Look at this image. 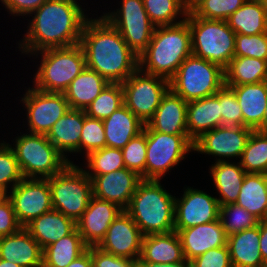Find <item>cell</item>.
I'll return each mask as SVG.
<instances>
[{
    "label": "cell",
    "mask_w": 267,
    "mask_h": 267,
    "mask_svg": "<svg viewBox=\"0 0 267 267\" xmlns=\"http://www.w3.org/2000/svg\"><path fill=\"white\" fill-rule=\"evenodd\" d=\"M78 0H47L29 15L27 32L18 43L22 54L80 43L88 14ZM34 15V16H33Z\"/></svg>",
    "instance_id": "cell-1"
},
{
    "label": "cell",
    "mask_w": 267,
    "mask_h": 267,
    "mask_svg": "<svg viewBox=\"0 0 267 267\" xmlns=\"http://www.w3.org/2000/svg\"><path fill=\"white\" fill-rule=\"evenodd\" d=\"M86 67L109 83H123L139 68V58L119 31L102 15L88 18L80 38Z\"/></svg>",
    "instance_id": "cell-2"
},
{
    "label": "cell",
    "mask_w": 267,
    "mask_h": 267,
    "mask_svg": "<svg viewBox=\"0 0 267 267\" xmlns=\"http://www.w3.org/2000/svg\"><path fill=\"white\" fill-rule=\"evenodd\" d=\"M190 55L192 43L187 19L174 25L158 26L150 43L138 56L139 69L170 80Z\"/></svg>",
    "instance_id": "cell-3"
},
{
    "label": "cell",
    "mask_w": 267,
    "mask_h": 267,
    "mask_svg": "<svg viewBox=\"0 0 267 267\" xmlns=\"http://www.w3.org/2000/svg\"><path fill=\"white\" fill-rule=\"evenodd\" d=\"M175 197L161 184V180L143 179L125 211L138 225L142 234L174 231Z\"/></svg>",
    "instance_id": "cell-4"
},
{
    "label": "cell",
    "mask_w": 267,
    "mask_h": 267,
    "mask_svg": "<svg viewBox=\"0 0 267 267\" xmlns=\"http://www.w3.org/2000/svg\"><path fill=\"white\" fill-rule=\"evenodd\" d=\"M32 55L42 58L32 81L33 87L45 92L63 93L86 67L80 44L49 48Z\"/></svg>",
    "instance_id": "cell-5"
},
{
    "label": "cell",
    "mask_w": 267,
    "mask_h": 267,
    "mask_svg": "<svg viewBox=\"0 0 267 267\" xmlns=\"http://www.w3.org/2000/svg\"><path fill=\"white\" fill-rule=\"evenodd\" d=\"M192 54L225 69L234 57L236 33L223 20H210L187 14Z\"/></svg>",
    "instance_id": "cell-6"
},
{
    "label": "cell",
    "mask_w": 267,
    "mask_h": 267,
    "mask_svg": "<svg viewBox=\"0 0 267 267\" xmlns=\"http://www.w3.org/2000/svg\"><path fill=\"white\" fill-rule=\"evenodd\" d=\"M224 85V69L193 54L180 64L169 80V89L187 103L214 95Z\"/></svg>",
    "instance_id": "cell-7"
},
{
    "label": "cell",
    "mask_w": 267,
    "mask_h": 267,
    "mask_svg": "<svg viewBox=\"0 0 267 267\" xmlns=\"http://www.w3.org/2000/svg\"><path fill=\"white\" fill-rule=\"evenodd\" d=\"M13 140L14 150L23 178L48 179L69 162L44 134L22 133Z\"/></svg>",
    "instance_id": "cell-8"
},
{
    "label": "cell",
    "mask_w": 267,
    "mask_h": 267,
    "mask_svg": "<svg viewBox=\"0 0 267 267\" xmlns=\"http://www.w3.org/2000/svg\"><path fill=\"white\" fill-rule=\"evenodd\" d=\"M48 181L52 208L76 222L93 197L92 182L85 169L68 163Z\"/></svg>",
    "instance_id": "cell-9"
},
{
    "label": "cell",
    "mask_w": 267,
    "mask_h": 267,
    "mask_svg": "<svg viewBox=\"0 0 267 267\" xmlns=\"http://www.w3.org/2000/svg\"><path fill=\"white\" fill-rule=\"evenodd\" d=\"M144 130L147 141L145 179L162 180L171 172L169 170L193 152L194 142L189 135L164 134L153 131L147 124Z\"/></svg>",
    "instance_id": "cell-10"
},
{
    "label": "cell",
    "mask_w": 267,
    "mask_h": 267,
    "mask_svg": "<svg viewBox=\"0 0 267 267\" xmlns=\"http://www.w3.org/2000/svg\"><path fill=\"white\" fill-rule=\"evenodd\" d=\"M121 85L124 105L144 124L154 116L162 97L169 90V80L139 68Z\"/></svg>",
    "instance_id": "cell-11"
},
{
    "label": "cell",
    "mask_w": 267,
    "mask_h": 267,
    "mask_svg": "<svg viewBox=\"0 0 267 267\" xmlns=\"http://www.w3.org/2000/svg\"><path fill=\"white\" fill-rule=\"evenodd\" d=\"M116 11L103 12L106 18L121 34L129 48L140 55L153 36L155 25L145 11L143 0H122Z\"/></svg>",
    "instance_id": "cell-12"
},
{
    "label": "cell",
    "mask_w": 267,
    "mask_h": 267,
    "mask_svg": "<svg viewBox=\"0 0 267 267\" xmlns=\"http://www.w3.org/2000/svg\"><path fill=\"white\" fill-rule=\"evenodd\" d=\"M21 98L26 109L28 131L47 135L54 123L70 109L63 93L45 92L35 87L26 89Z\"/></svg>",
    "instance_id": "cell-13"
},
{
    "label": "cell",
    "mask_w": 267,
    "mask_h": 267,
    "mask_svg": "<svg viewBox=\"0 0 267 267\" xmlns=\"http://www.w3.org/2000/svg\"><path fill=\"white\" fill-rule=\"evenodd\" d=\"M7 197L22 227L53 209L48 179L23 178L8 192Z\"/></svg>",
    "instance_id": "cell-14"
},
{
    "label": "cell",
    "mask_w": 267,
    "mask_h": 267,
    "mask_svg": "<svg viewBox=\"0 0 267 267\" xmlns=\"http://www.w3.org/2000/svg\"><path fill=\"white\" fill-rule=\"evenodd\" d=\"M253 129L222 125L203 133L193 143V151L215 156V162L241 158ZM220 157V158H219ZM226 159V160H225Z\"/></svg>",
    "instance_id": "cell-15"
},
{
    "label": "cell",
    "mask_w": 267,
    "mask_h": 267,
    "mask_svg": "<svg viewBox=\"0 0 267 267\" xmlns=\"http://www.w3.org/2000/svg\"><path fill=\"white\" fill-rule=\"evenodd\" d=\"M184 190L181 198L175 197L174 229H186L219 219L217 196L189 186Z\"/></svg>",
    "instance_id": "cell-16"
},
{
    "label": "cell",
    "mask_w": 267,
    "mask_h": 267,
    "mask_svg": "<svg viewBox=\"0 0 267 267\" xmlns=\"http://www.w3.org/2000/svg\"><path fill=\"white\" fill-rule=\"evenodd\" d=\"M143 237L138 225L123 210L110 224L97 247L118 257L139 260Z\"/></svg>",
    "instance_id": "cell-17"
},
{
    "label": "cell",
    "mask_w": 267,
    "mask_h": 267,
    "mask_svg": "<svg viewBox=\"0 0 267 267\" xmlns=\"http://www.w3.org/2000/svg\"><path fill=\"white\" fill-rule=\"evenodd\" d=\"M92 182L93 196L112 202L125 210L137 190L142 177L127 168L103 175H88Z\"/></svg>",
    "instance_id": "cell-18"
},
{
    "label": "cell",
    "mask_w": 267,
    "mask_h": 267,
    "mask_svg": "<svg viewBox=\"0 0 267 267\" xmlns=\"http://www.w3.org/2000/svg\"><path fill=\"white\" fill-rule=\"evenodd\" d=\"M123 211L118 205L92 197L87 209L76 221V229L84 243L97 246L104 238L110 224Z\"/></svg>",
    "instance_id": "cell-19"
},
{
    "label": "cell",
    "mask_w": 267,
    "mask_h": 267,
    "mask_svg": "<svg viewBox=\"0 0 267 267\" xmlns=\"http://www.w3.org/2000/svg\"><path fill=\"white\" fill-rule=\"evenodd\" d=\"M181 241L186 260L191 261L210 249L227 245L220 219L186 229H174Z\"/></svg>",
    "instance_id": "cell-20"
},
{
    "label": "cell",
    "mask_w": 267,
    "mask_h": 267,
    "mask_svg": "<svg viewBox=\"0 0 267 267\" xmlns=\"http://www.w3.org/2000/svg\"><path fill=\"white\" fill-rule=\"evenodd\" d=\"M153 131L170 135H188L187 102L170 89L162 97L154 116L146 123Z\"/></svg>",
    "instance_id": "cell-21"
},
{
    "label": "cell",
    "mask_w": 267,
    "mask_h": 267,
    "mask_svg": "<svg viewBox=\"0 0 267 267\" xmlns=\"http://www.w3.org/2000/svg\"><path fill=\"white\" fill-rule=\"evenodd\" d=\"M43 250L22 227L18 232L0 238V259L22 267H42Z\"/></svg>",
    "instance_id": "cell-22"
},
{
    "label": "cell",
    "mask_w": 267,
    "mask_h": 267,
    "mask_svg": "<svg viewBox=\"0 0 267 267\" xmlns=\"http://www.w3.org/2000/svg\"><path fill=\"white\" fill-rule=\"evenodd\" d=\"M83 125L84 110L70 108L54 123L51 130L46 135L47 139L69 163H73V161L68 158L69 153H80V138ZM65 154H68V156Z\"/></svg>",
    "instance_id": "cell-23"
},
{
    "label": "cell",
    "mask_w": 267,
    "mask_h": 267,
    "mask_svg": "<svg viewBox=\"0 0 267 267\" xmlns=\"http://www.w3.org/2000/svg\"><path fill=\"white\" fill-rule=\"evenodd\" d=\"M222 126L219 91L187 103V132L194 142L203 133Z\"/></svg>",
    "instance_id": "cell-24"
},
{
    "label": "cell",
    "mask_w": 267,
    "mask_h": 267,
    "mask_svg": "<svg viewBox=\"0 0 267 267\" xmlns=\"http://www.w3.org/2000/svg\"><path fill=\"white\" fill-rule=\"evenodd\" d=\"M24 228L43 250L52 243L71 234L76 229V222L61 212L52 209L33 219Z\"/></svg>",
    "instance_id": "cell-25"
},
{
    "label": "cell",
    "mask_w": 267,
    "mask_h": 267,
    "mask_svg": "<svg viewBox=\"0 0 267 267\" xmlns=\"http://www.w3.org/2000/svg\"><path fill=\"white\" fill-rule=\"evenodd\" d=\"M183 248L177 232L149 234L143 237L138 262L177 263L184 261Z\"/></svg>",
    "instance_id": "cell-26"
},
{
    "label": "cell",
    "mask_w": 267,
    "mask_h": 267,
    "mask_svg": "<svg viewBox=\"0 0 267 267\" xmlns=\"http://www.w3.org/2000/svg\"><path fill=\"white\" fill-rule=\"evenodd\" d=\"M239 102L244 127L257 130L264 119L267 101V81L243 85H228Z\"/></svg>",
    "instance_id": "cell-27"
},
{
    "label": "cell",
    "mask_w": 267,
    "mask_h": 267,
    "mask_svg": "<svg viewBox=\"0 0 267 267\" xmlns=\"http://www.w3.org/2000/svg\"><path fill=\"white\" fill-rule=\"evenodd\" d=\"M260 223L227 237L232 267H258L264 265L260 252Z\"/></svg>",
    "instance_id": "cell-28"
},
{
    "label": "cell",
    "mask_w": 267,
    "mask_h": 267,
    "mask_svg": "<svg viewBox=\"0 0 267 267\" xmlns=\"http://www.w3.org/2000/svg\"><path fill=\"white\" fill-rule=\"evenodd\" d=\"M106 146L122 149L144 130L145 124L124 104L103 120Z\"/></svg>",
    "instance_id": "cell-29"
},
{
    "label": "cell",
    "mask_w": 267,
    "mask_h": 267,
    "mask_svg": "<svg viewBox=\"0 0 267 267\" xmlns=\"http://www.w3.org/2000/svg\"><path fill=\"white\" fill-rule=\"evenodd\" d=\"M210 177L217 193L220 206L236 203L242 182L246 175L239 162L218 161L209 167Z\"/></svg>",
    "instance_id": "cell-30"
},
{
    "label": "cell",
    "mask_w": 267,
    "mask_h": 267,
    "mask_svg": "<svg viewBox=\"0 0 267 267\" xmlns=\"http://www.w3.org/2000/svg\"><path fill=\"white\" fill-rule=\"evenodd\" d=\"M108 84L96 71L85 67L63 94L71 109L85 110Z\"/></svg>",
    "instance_id": "cell-31"
},
{
    "label": "cell",
    "mask_w": 267,
    "mask_h": 267,
    "mask_svg": "<svg viewBox=\"0 0 267 267\" xmlns=\"http://www.w3.org/2000/svg\"><path fill=\"white\" fill-rule=\"evenodd\" d=\"M236 203L263 221L267 208V174L246 173Z\"/></svg>",
    "instance_id": "cell-32"
},
{
    "label": "cell",
    "mask_w": 267,
    "mask_h": 267,
    "mask_svg": "<svg viewBox=\"0 0 267 267\" xmlns=\"http://www.w3.org/2000/svg\"><path fill=\"white\" fill-rule=\"evenodd\" d=\"M226 22L236 34L250 36L267 32V16L260 0H247Z\"/></svg>",
    "instance_id": "cell-33"
},
{
    "label": "cell",
    "mask_w": 267,
    "mask_h": 267,
    "mask_svg": "<svg viewBox=\"0 0 267 267\" xmlns=\"http://www.w3.org/2000/svg\"><path fill=\"white\" fill-rule=\"evenodd\" d=\"M88 246L84 243L79 231L59 239L43 249L42 267H67L82 255Z\"/></svg>",
    "instance_id": "cell-34"
},
{
    "label": "cell",
    "mask_w": 267,
    "mask_h": 267,
    "mask_svg": "<svg viewBox=\"0 0 267 267\" xmlns=\"http://www.w3.org/2000/svg\"><path fill=\"white\" fill-rule=\"evenodd\" d=\"M225 86L267 81V60L233 57L224 69Z\"/></svg>",
    "instance_id": "cell-35"
},
{
    "label": "cell",
    "mask_w": 267,
    "mask_h": 267,
    "mask_svg": "<svg viewBox=\"0 0 267 267\" xmlns=\"http://www.w3.org/2000/svg\"><path fill=\"white\" fill-rule=\"evenodd\" d=\"M239 163L246 173L267 174V133L252 131Z\"/></svg>",
    "instance_id": "cell-36"
},
{
    "label": "cell",
    "mask_w": 267,
    "mask_h": 267,
    "mask_svg": "<svg viewBox=\"0 0 267 267\" xmlns=\"http://www.w3.org/2000/svg\"><path fill=\"white\" fill-rule=\"evenodd\" d=\"M143 3L149 19L156 27L174 25L186 19L182 0H143Z\"/></svg>",
    "instance_id": "cell-37"
},
{
    "label": "cell",
    "mask_w": 267,
    "mask_h": 267,
    "mask_svg": "<svg viewBox=\"0 0 267 267\" xmlns=\"http://www.w3.org/2000/svg\"><path fill=\"white\" fill-rule=\"evenodd\" d=\"M85 160L87 175H103L125 168L122 150L119 148L104 147L90 152ZM87 164V165H86ZM88 169V170H87Z\"/></svg>",
    "instance_id": "cell-38"
},
{
    "label": "cell",
    "mask_w": 267,
    "mask_h": 267,
    "mask_svg": "<svg viewBox=\"0 0 267 267\" xmlns=\"http://www.w3.org/2000/svg\"><path fill=\"white\" fill-rule=\"evenodd\" d=\"M123 104L121 83H109L84 111L89 117L104 120Z\"/></svg>",
    "instance_id": "cell-39"
},
{
    "label": "cell",
    "mask_w": 267,
    "mask_h": 267,
    "mask_svg": "<svg viewBox=\"0 0 267 267\" xmlns=\"http://www.w3.org/2000/svg\"><path fill=\"white\" fill-rule=\"evenodd\" d=\"M219 219L227 236L254 228L260 223L257 217L237 203L220 206Z\"/></svg>",
    "instance_id": "cell-40"
},
{
    "label": "cell",
    "mask_w": 267,
    "mask_h": 267,
    "mask_svg": "<svg viewBox=\"0 0 267 267\" xmlns=\"http://www.w3.org/2000/svg\"><path fill=\"white\" fill-rule=\"evenodd\" d=\"M2 141L0 143V192L7 195L8 191L23 179V176L12 146Z\"/></svg>",
    "instance_id": "cell-41"
},
{
    "label": "cell",
    "mask_w": 267,
    "mask_h": 267,
    "mask_svg": "<svg viewBox=\"0 0 267 267\" xmlns=\"http://www.w3.org/2000/svg\"><path fill=\"white\" fill-rule=\"evenodd\" d=\"M125 168L138 173L142 179H145V162H146V132L133 137L122 149Z\"/></svg>",
    "instance_id": "cell-42"
},
{
    "label": "cell",
    "mask_w": 267,
    "mask_h": 267,
    "mask_svg": "<svg viewBox=\"0 0 267 267\" xmlns=\"http://www.w3.org/2000/svg\"><path fill=\"white\" fill-rule=\"evenodd\" d=\"M106 147L103 120L89 117L84 111V125L80 138V155L87 156L90 152ZM85 151V152H84Z\"/></svg>",
    "instance_id": "cell-43"
},
{
    "label": "cell",
    "mask_w": 267,
    "mask_h": 267,
    "mask_svg": "<svg viewBox=\"0 0 267 267\" xmlns=\"http://www.w3.org/2000/svg\"><path fill=\"white\" fill-rule=\"evenodd\" d=\"M247 0H204L192 13L199 18L223 20L232 15Z\"/></svg>",
    "instance_id": "cell-44"
},
{
    "label": "cell",
    "mask_w": 267,
    "mask_h": 267,
    "mask_svg": "<svg viewBox=\"0 0 267 267\" xmlns=\"http://www.w3.org/2000/svg\"><path fill=\"white\" fill-rule=\"evenodd\" d=\"M234 57L267 60V32L250 36L236 34Z\"/></svg>",
    "instance_id": "cell-45"
},
{
    "label": "cell",
    "mask_w": 267,
    "mask_h": 267,
    "mask_svg": "<svg viewBox=\"0 0 267 267\" xmlns=\"http://www.w3.org/2000/svg\"><path fill=\"white\" fill-rule=\"evenodd\" d=\"M222 125L244 126L243 115L234 91L223 86L219 90Z\"/></svg>",
    "instance_id": "cell-46"
},
{
    "label": "cell",
    "mask_w": 267,
    "mask_h": 267,
    "mask_svg": "<svg viewBox=\"0 0 267 267\" xmlns=\"http://www.w3.org/2000/svg\"><path fill=\"white\" fill-rule=\"evenodd\" d=\"M192 267H232L228 246L213 248L191 260Z\"/></svg>",
    "instance_id": "cell-47"
},
{
    "label": "cell",
    "mask_w": 267,
    "mask_h": 267,
    "mask_svg": "<svg viewBox=\"0 0 267 267\" xmlns=\"http://www.w3.org/2000/svg\"><path fill=\"white\" fill-rule=\"evenodd\" d=\"M92 267H138V260L118 257L91 246Z\"/></svg>",
    "instance_id": "cell-48"
},
{
    "label": "cell",
    "mask_w": 267,
    "mask_h": 267,
    "mask_svg": "<svg viewBox=\"0 0 267 267\" xmlns=\"http://www.w3.org/2000/svg\"><path fill=\"white\" fill-rule=\"evenodd\" d=\"M19 224L11 200L4 195L0 198V238L18 232Z\"/></svg>",
    "instance_id": "cell-49"
},
{
    "label": "cell",
    "mask_w": 267,
    "mask_h": 267,
    "mask_svg": "<svg viewBox=\"0 0 267 267\" xmlns=\"http://www.w3.org/2000/svg\"><path fill=\"white\" fill-rule=\"evenodd\" d=\"M8 13L16 16H29L47 0H0Z\"/></svg>",
    "instance_id": "cell-50"
},
{
    "label": "cell",
    "mask_w": 267,
    "mask_h": 267,
    "mask_svg": "<svg viewBox=\"0 0 267 267\" xmlns=\"http://www.w3.org/2000/svg\"><path fill=\"white\" fill-rule=\"evenodd\" d=\"M260 252L264 261L267 264V221H260Z\"/></svg>",
    "instance_id": "cell-51"
},
{
    "label": "cell",
    "mask_w": 267,
    "mask_h": 267,
    "mask_svg": "<svg viewBox=\"0 0 267 267\" xmlns=\"http://www.w3.org/2000/svg\"><path fill=\"white\" fill-rule=\"evenodd\" d=\"M67 267H92L91 246Z\"/></svg>",
    "instance_id": "cell-52"
},
{
    "label": "cell",
    "mask_w": 267,
    "mask_h": 267,
    "mask_svg": "<svg viewBox=\"0 0 267 267\" xmlns=\"http://www.w3.org/2000/svg\"><path fill=\"white\" fill-rule=\"evenodd\" d=\"M138 267H192L191 261L184 260L177 263L138 262Z\"/></svg>",
    "instance_id": "cell-53"
},
{
    "label": "cell",
    "mask_w": 267,
    "mask_h": 267,
    "mask_svg": "<svg viewBox=\"0 0 267 267\" xmlns=\"http://www.w3.org/2000/svg\"><path fill=\"white\" fill-rule=\"evenodd\" d=\"M204 0H182L184 10L187 14L192 13Z\"/></svg>",
    "instance_id": "cell-54"
},
{
    "label": "cell",
    "mask_w": 267,
    "mask_h": 267,
    "mask_svg": "<svg viewBox=\"0 0 267 267\" xmlns=\"http://www.w3.org/2000/svg\"><path fill=\"white\" fill-rule=\"evenodd\" d=\"M257 131L267 133V101H266V108L264 113V119L262 121V125L257 129Z\"/></svg>",
    "instance_id": "cell-55"
},
{
    "label": "cell",
    "mask_w": 267,
    "mask_h": 267,
    "mask_svg": "<svg viewBox=\"0 0 267 267\" xmlns=\"http://www.w3.org/2000/svg\"><path fill=\"white\" fill-rule=\"evenodd\" d=\"M0 267H22L14 262L0 259Z\"/></svg>",
    "instance_id": "cell-56"
},
{
    "label": "cell",
    "mask_w": 267,
    "mask_h": 267,
    "mask_svg": "<svg viewBox=\"0 0 267 267\" xmlns=\"http://www.w3.org/2000/svg\"><path fill=\"white\" fill-rule=\"evenodd\" d=\"M262 2V5H263V8H264V11L266 13V16H267V0H260Z\"/></svg>",
    "instance_id": "cell-57"
},
{
    "label": "cell",
    "mask_w": 267,
    "mask_h": 267,
    "mask_svg": "<svg viewBox=\"0 0 267 267\" xmlns=\"http://www.w3.org/2000/svg\"><path fill=\"white\" fill-rule=\"evenodd\" d=\"M264 221H267V208H266V211H265V218H264Z\"/></svg>",
    "instance_id": "cell-58"
},
{
    "label": "cell",
    "mask_w": 267,
    "mask_h": 267,
    "mask_svg": "<svg viewBox=\"0 0 267 267\" xmlns=\"http://www.w3.org/2000/svg\"><path fill=\"white\" fill-rule=\"evenodd\" d=\"M258 267H267V264H264V265H262V266H258Z\"/></svg>",
    "instance_id": "cell-59"
}]
</instances>
